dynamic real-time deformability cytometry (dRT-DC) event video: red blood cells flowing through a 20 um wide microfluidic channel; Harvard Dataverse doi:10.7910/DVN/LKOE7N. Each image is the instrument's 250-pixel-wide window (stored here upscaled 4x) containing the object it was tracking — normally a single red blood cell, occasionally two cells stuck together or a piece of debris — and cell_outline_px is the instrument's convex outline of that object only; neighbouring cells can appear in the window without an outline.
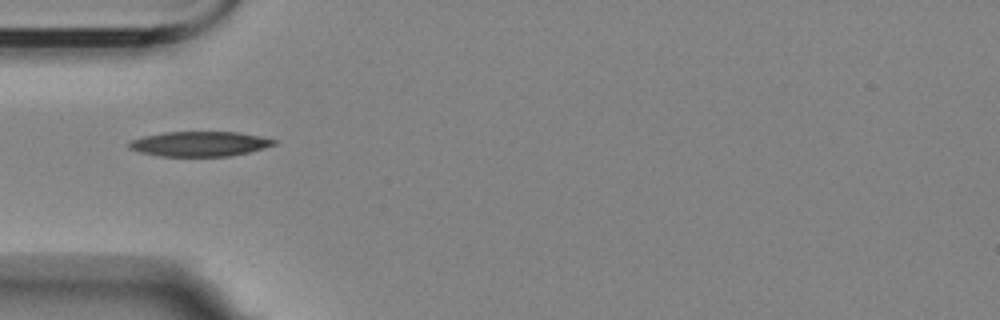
{"species": "Egyptian fruit bat (a non-hibernating species)", "species_latin": "Rousettus aegyptiacus", "temperature_condition": "room temperature", "stored_images_in_passage": 4, "camera_frame_rate_fps": 3000, "um_per_image_px": 0.085, "animal": {"sex": "female"}, "frame": {"image": 1, "passage_image": 1, "time_ms": 0.0, "image_size_px": [1000, 320], "cell_outline_px": [[280, 140], [276, 144], [264, 148], [248, 152], [228, 156], [160, 156], [140, 152], [128, 148], [128, 140], [144, 136], [164, 132], [236, 132], [260, 136]], "centroid_in_image_um": [16.96, 12.22], "position_along_channel_um": 68.0, "area_um2": 21.1}}
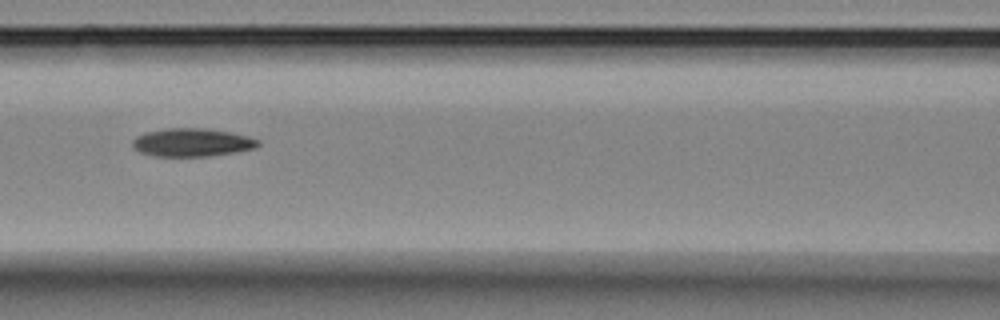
{"frame": {"image": 2, "passage_image": 3, "time_ms": 2.333, "image_size_px": [1000, 320], "cell_outline_px": [[260, 144], [256, 148], [236, 152], [208, 156], [156, 156], [140, 152], [132, 148], [132, 140], [136, 136], [144, 132], [168, 128], [204, 128], [228, 132], [248, 136], [260, 140]], "centroid_in_image_um": [16.31, 12.1], "position_along_channel_um": 150.3, "area_um2": 20.69}}
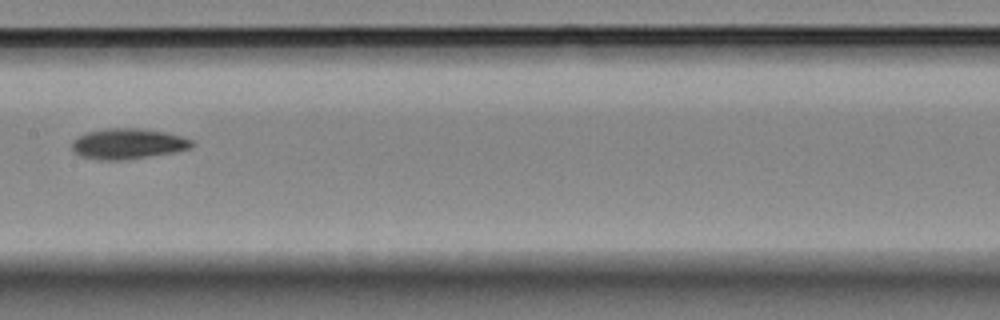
{"frame": {"image": 3, "passage_image": 4, "time_ms": 3.667, "image_size_px": [1000, 320], "cell_outline_px": [[196, 144], [192, 148], [172, 152], [124, 160], [96, 160], [80, 156], [72, 152], [72, 140], [88, 132], [108, 128], [140, 128], [164, 132], [180, 136], [192, 140]], "centroid_in_image_um": [10.85, 12.23], "position_along_channel_um": 196.5, "area_um2": 21.33}}